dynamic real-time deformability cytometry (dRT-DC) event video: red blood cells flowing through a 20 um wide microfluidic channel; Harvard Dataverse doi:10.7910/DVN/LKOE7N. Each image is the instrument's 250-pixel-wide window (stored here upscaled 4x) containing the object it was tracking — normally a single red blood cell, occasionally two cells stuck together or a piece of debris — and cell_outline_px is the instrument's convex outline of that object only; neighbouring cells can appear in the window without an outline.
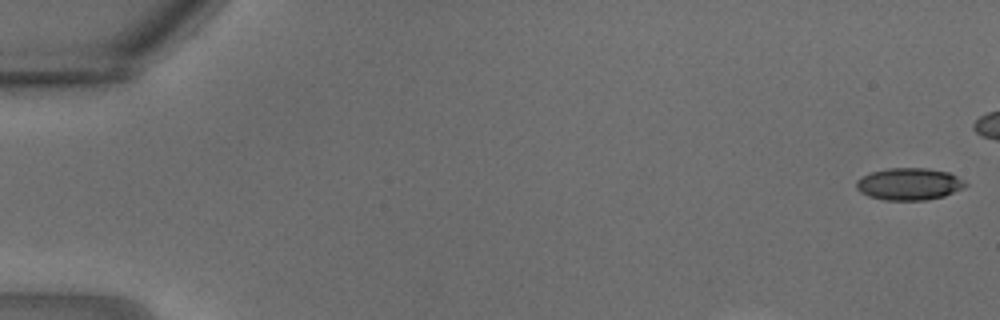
{"species": "common noctule bat (a hibernating species)", "species_latin": "Nyctalus noctula", "temperature_condition": "warm", "stored_images_in_passage": 30, "camera_frame_rate_fps": 3000, "um_per_image_px": 0.085, "animal": {"sex": "male", "body_mass_g": 18.8}, "frame": {"image": 1, "passage_image": 1, "time_ms": 0.0, "image_size_px": [1000, 320], "cell_outline_px": [[968, 184], [964, 188], [944, 196], [924, 200], [884, 200], [868, 196], [860, 192], [856, 188], [856, 180], [872, 172], [888, 168], [928, 168], [948, 172], [964, 180]], "centroid_in_image_um": [77.28, 15.64], "position_along_channel_um": 7.7, "area_um2": 20.4}}
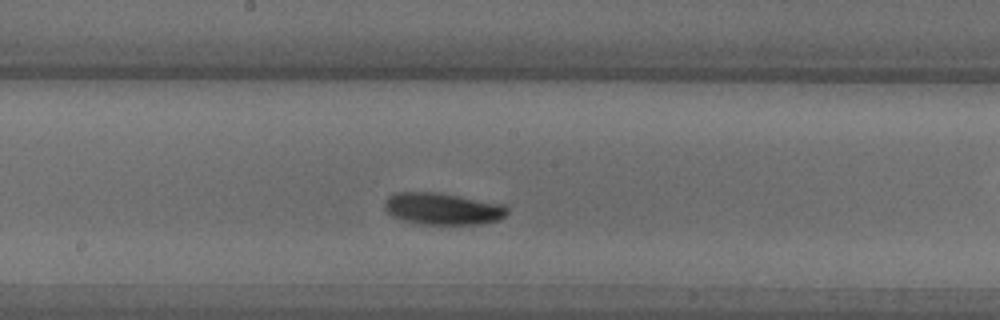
{"frame": {"image": 2, "passage_image": 15, "time_ms": 4.667, "image_size_px": [1000, 320], "cell_outline_px": [[508, 212], [500, 220], [480, 224], [420, 224], [404, 220], [392, 216], [384, 208], [384, 200], [388, 196], [396, 192], [436, 192], [504, 204], [508, 208]], "centroid_in_image_um": [37.62, 17.74], "position_along_channel_um": 210.6, "area_um2": 22.83}}
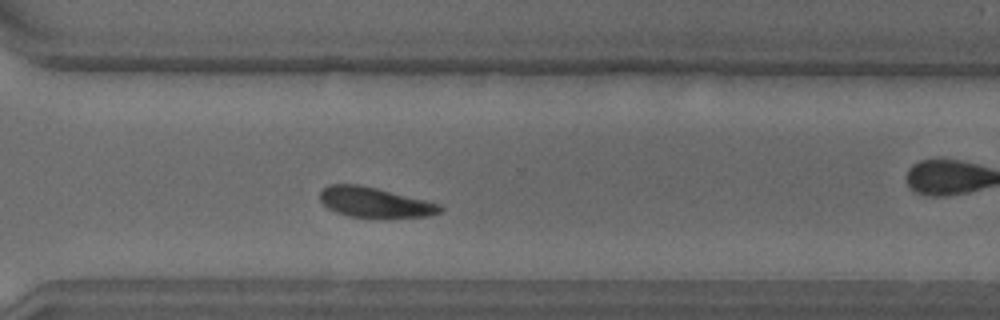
{"frame": {"image": 3, "passage_image": 21, "time_ms": 6.667, "image_size_px": [1000, 320], "cell_outline_px": [[444, 208], [440, 212], [432, 216], [348, 216], [336, 212], [328, 208], [320, 200], [320, 192], [328, 184], [360, 184], [440, 204]], "centroid_in_image_um": [31.82, 17.18], "position_along_channel_um": 338.8, "area_um2": 20.52}}